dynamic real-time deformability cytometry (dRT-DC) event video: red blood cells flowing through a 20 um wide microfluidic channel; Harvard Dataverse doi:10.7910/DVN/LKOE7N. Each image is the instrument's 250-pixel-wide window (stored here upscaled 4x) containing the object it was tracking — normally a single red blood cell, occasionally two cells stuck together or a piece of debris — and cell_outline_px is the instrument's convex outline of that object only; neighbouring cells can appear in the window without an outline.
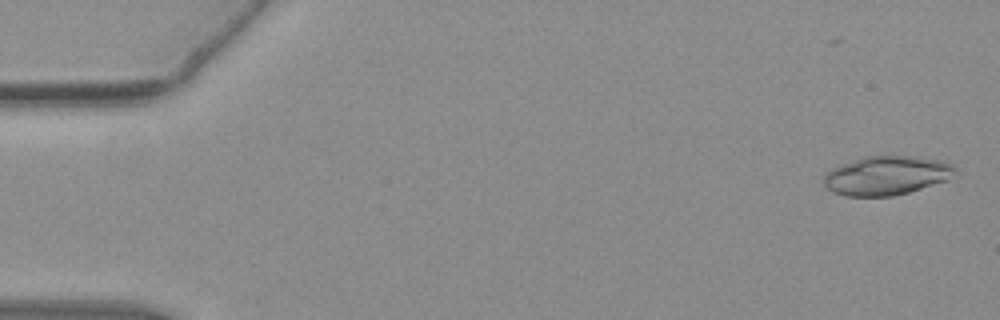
{"species": "common noctule bat (a hibernating species)", "species_latin": "Nyctalus noctula", "temperature_condition": "warm", "stored_images_in_passage": 54, "camera_frame_rate_fps": 3000, "um_per_image_px": 0.085, "animal": {"sex": "female", "body_mass_g": 19.3, "forearm_length_mm": 54.1}, "frame": {"image": 1, "passage_image": 2, "time_ms": 0.333, "image_size_px": [1000, 320], "cell_outline_px": [[956, 168], [948, 180], [908, 192], [892, 196], [844, 196], [832, 192], [824, 184], [824, 172], [840, 164], [864, 156], [912, 156], [940, 160], [952, 164]], "centroid_in_image_um": [75.31, 14.92], "position_along_channel_um": 9.7, "area_um2": 29.82}}
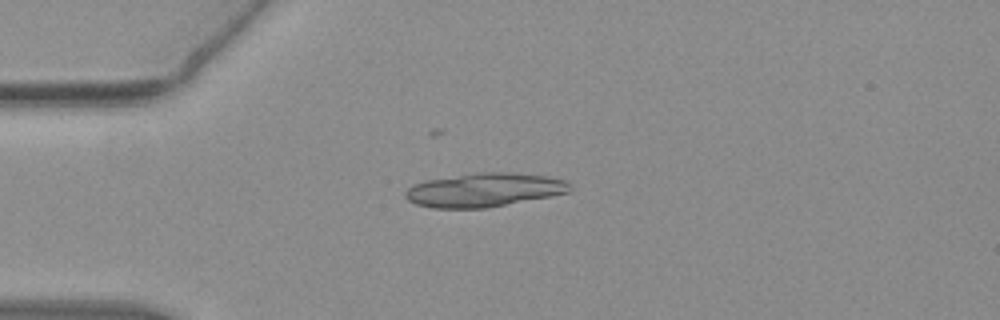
{"frame": {"image": 2, "passage_image": 14, "time_ms": 4.333, "image_size_px": [1000, 320], "cell_outline_px": [[572, 188], [568, 192], [552, 196], [484, 208], [432, 208], [416, 204], [408, 200], [404, 196], [404, 192], [412, 184], [424, 180], [476, 172], [508, 172], [548, 176], [568, 180], [572, 184]], "centroid_in_image_um": [41.16, 16.13], "position_along_channel_um": 43.8, "area_um2": 32.71}}